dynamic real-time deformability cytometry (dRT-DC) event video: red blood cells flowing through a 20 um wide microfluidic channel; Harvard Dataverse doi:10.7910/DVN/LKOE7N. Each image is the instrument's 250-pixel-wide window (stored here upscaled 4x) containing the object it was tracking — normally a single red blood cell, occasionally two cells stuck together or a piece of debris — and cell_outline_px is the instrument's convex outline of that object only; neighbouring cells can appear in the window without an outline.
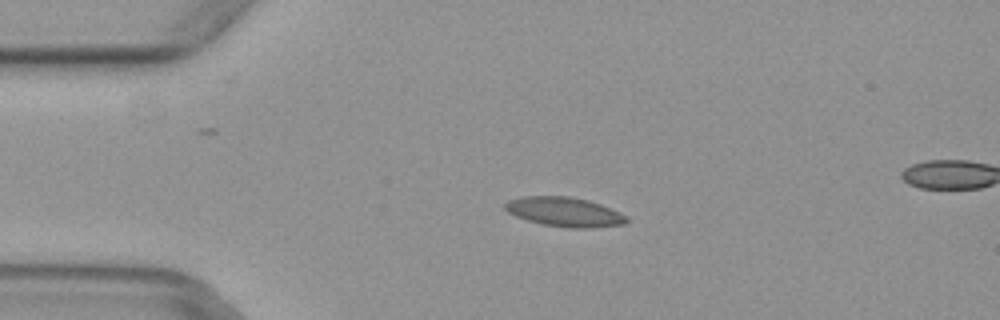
{"species": "common noctule bat (a hibernating species)", "species_latin": "Nyctalus noctula", "temperature_condition": "warm", "stored_images_in_passage": 4, "camera_frame_rate_fps": 3000, "um_per_image_px": 0.085, "animal": {"sex": "female", "body_mass_g": 29.2, "forearm_length_mm": 56.3}, "frame": {"image": 1, "passage_image": 2, "time_ms": 0.333, "image_size_px": [1000, 320], "cell_outline_px": [[628, 220], [624, 224], [588, 228], [568, 228], [544, 224], [528, 220], [516, 216], [508, 212], [504, 208], [504, 204], [508, 200], [520, 196], [568, 196], [588, 200], [600, 204], [628, 216]], "centroid_in_image_um": [47.96, 18.0], "position_along_channel_um": 37.0, "area_um2": 20.75}}